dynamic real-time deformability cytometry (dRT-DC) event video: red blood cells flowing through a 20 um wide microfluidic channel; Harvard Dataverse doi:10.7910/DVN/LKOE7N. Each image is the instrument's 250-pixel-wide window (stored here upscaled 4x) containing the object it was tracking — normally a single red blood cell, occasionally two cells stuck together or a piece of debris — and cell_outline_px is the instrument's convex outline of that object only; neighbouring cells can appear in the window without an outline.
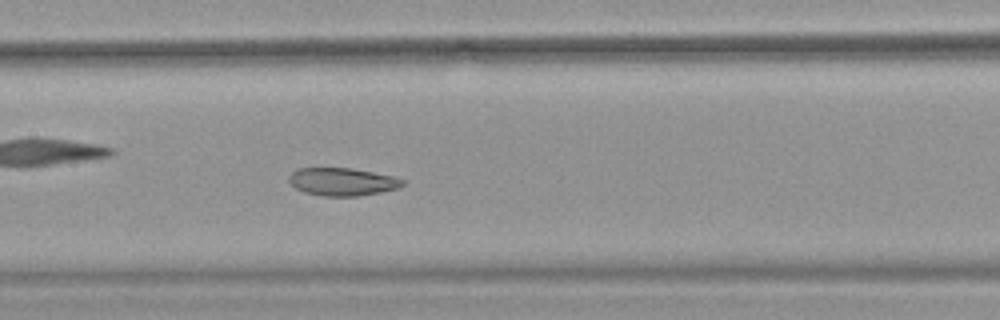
{"species": "common noctule bat (a hibernating species)", "species_latin": "Nyctalus noctula", "temperature_condition": "warm", "stored_images_in_passage": 37, "camera_frame_rate_fps": 3000, "um_per_image_px": 0.085, "animal": {"sex": "female", "body_mass_g": 18.4}, "frame": {"image": 1, "passage_image": 11, "time_ms": 3.333, "image_size_px": [1000, 320], "cell_outline_px": [[404, 184], [396, 188], [380, 192], [360, 196], [324, 196], [304, 192], [296, 188], [288, 180], [288, 176], [292, 172], [300, 168], [352, 168], [396, 176], [404, 180]], "centroid_in_image_um": [29.11, 15.44], "position_along_channel_um": 178.3, "area_um2": 18.44}, "authors_computed_cell_mechanics": {"area_um2": 19.7676, "velocity_mm_per_s": 3.9244, "shape_relaxation_time_tau1_ms": 10.8344, "shape_relaxation_time_tau2_ms": 2.6454, "deformation_change_tau1": 0.1759, "deformation_change_tau2": 0.0904}}